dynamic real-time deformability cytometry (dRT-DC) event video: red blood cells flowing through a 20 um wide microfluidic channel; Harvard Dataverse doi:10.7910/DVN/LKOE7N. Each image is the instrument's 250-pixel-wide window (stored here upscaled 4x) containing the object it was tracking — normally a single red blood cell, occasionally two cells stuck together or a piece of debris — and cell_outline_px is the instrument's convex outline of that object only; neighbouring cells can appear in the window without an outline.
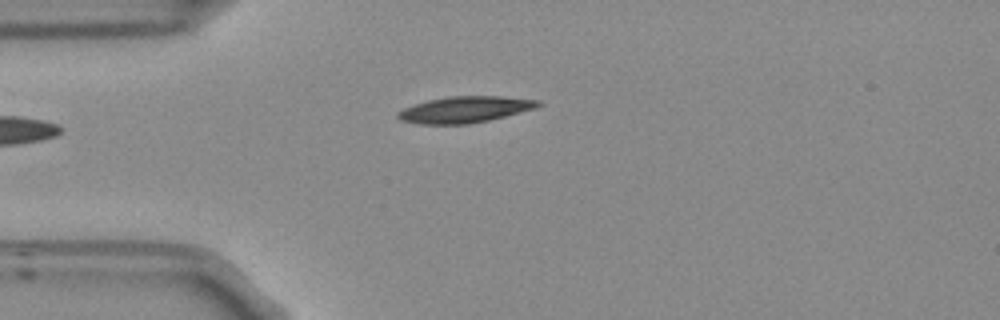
{"species": "Egyptian fruit bat (a non-hibernating species)", "species_latin": "Rousettus aegyptiacus", "temperature_condition": "room temperature", "stored_images_in_passage": 38, "camera_frame_rate_fps": 3000, "um_per_image_px": 0.085, "frame": {"image": 1, "passage_image": 1, "time_ms": 0.0, "image_size_px": [1000, 320], "cell_outline_px": [[544, 104], [536, 108], [488, 120], [468, 124], [420, 124], [400, 120], [396, 116], [396, 112], [404, 108], [428, 100], [448, 96], [504, 96], [540, 100]], "centroid_in_image_um": [39.53, 9.3], "position_along_channel_um": 45.5, "area_um2": 21.5}}
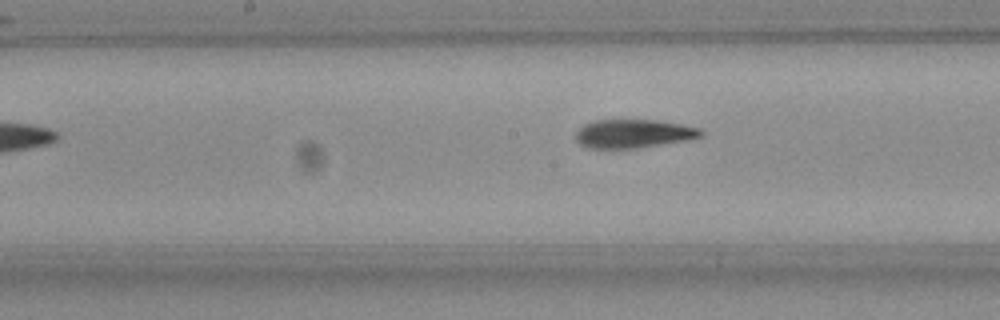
{"frame": {"image": 2, "passage_image": 14, "time_ms": 4.333, "image_size_px": [1000, 320], "cell_outline_px": [[704, 136], [684, 140], [636, 148], [588, 148], [580, 144], [576, 140], [576, 132], [584, 124], [592, 120], [656, 120], [680, 124], [700, 128], [704, 132]], "centroid_in_image_um": [53.83, 11.35], "position_along_channel_um": 194.4, "area_um2": 20.69}}
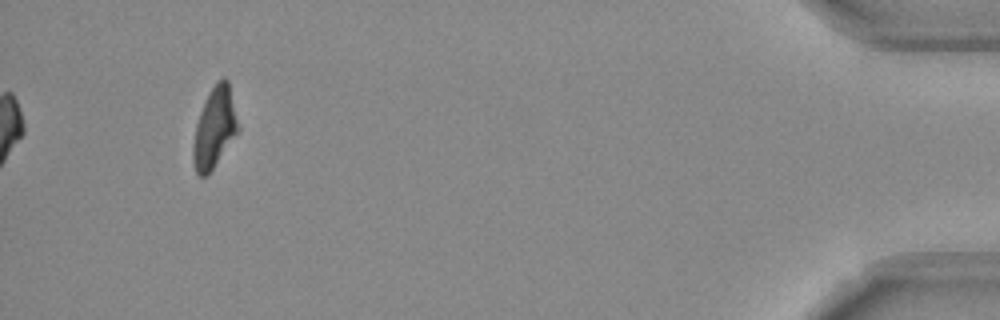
{"frame": {"image": 3, "passage_image": 38, "time_ms": 12.333, "image_size_px": [1000, 320], "cell_outline_px": [[240, 128], [208, 176], [200, 176], [196, 172], [192, 160], [192, 144], [196, 124], [200, 112], [216, 80], [224, 76], [228, 80]], "centroid_in_image_um": [18.23, 10.87], "position_along_channel_um": 417.0, "area_um2": 20.98}, "authors_computed_cell_mechanics": {"area_um2": 21.5016, "velocity_mm_per_s": 3.7364, "shape_relaxation_time_tau1_ms": 7.4369, "shape_relaxation_time_tau2_ms": 3.6729, "deformation_change_tau1": 0.2225, "deformation_change_tau2": 0.1145}}